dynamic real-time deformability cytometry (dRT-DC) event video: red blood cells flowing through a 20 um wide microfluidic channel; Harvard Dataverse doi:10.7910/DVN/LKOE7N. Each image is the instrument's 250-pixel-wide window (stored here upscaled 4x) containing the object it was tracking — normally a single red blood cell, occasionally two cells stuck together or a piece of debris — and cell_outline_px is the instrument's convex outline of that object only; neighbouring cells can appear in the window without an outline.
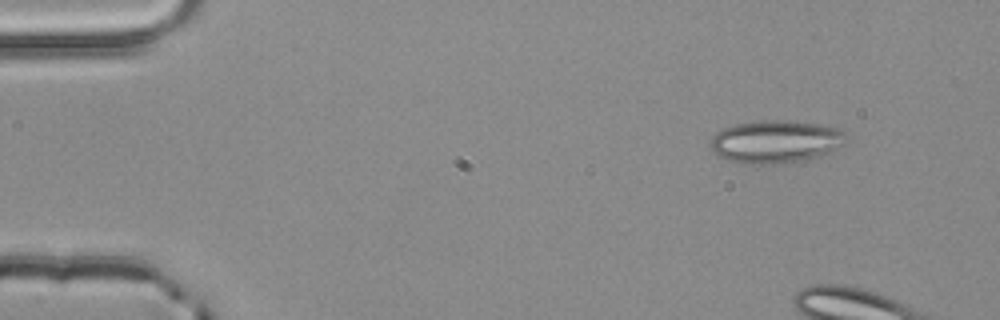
{"species": "common noctule bat (a hibernating species)", "species_latin": "Nyctalus noctula", "temperature_condition": "room temperature", "stored_images_in_passage": 5, "camera_frame_rate_fps": 3000, "um_per_image_px": 0.085, "animal": {"sex": "male", "body_mass_g": 20.4}, "frame": {"image": 1, "passage_image": 2, "time_ms": 0.333, "image_size_px": [1000, 320], "cell_outline_px": [[844, 144], [820, 156], [804, 160], [784, 164], [744, 164], [720, 156], [712, 152], [708, 144], [708, 140], [716, 132], [732, 124], [760, 120], [784, 120], [820, 124], [840, 128], [844, 132]], "centroid_in_image_um": [65.88, 12.03], "position_along_channel_um": 19.1, "area_um2": 34.16}}